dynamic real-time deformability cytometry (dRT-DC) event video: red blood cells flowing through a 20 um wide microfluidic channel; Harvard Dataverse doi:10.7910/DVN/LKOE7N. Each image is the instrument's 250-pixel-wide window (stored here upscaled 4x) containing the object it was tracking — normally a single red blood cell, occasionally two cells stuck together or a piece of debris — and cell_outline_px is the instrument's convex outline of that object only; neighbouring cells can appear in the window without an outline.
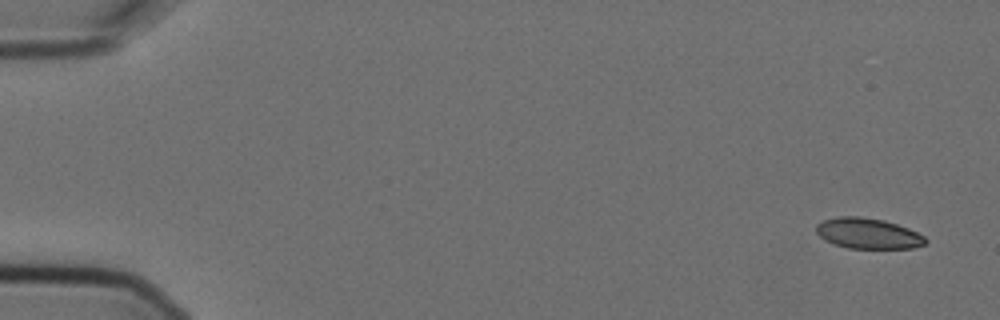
{"species": "Egyptian fruit bat (a non-hibernating species)", "species_latin": "Rousettus aegyptiacus", "temperature_condition": "cold", "stored_images_in_passage": 5, "camera_frame_rate_fps": 3000, "um_per_image_px": 0.085, "animal": {"sex": "female"}, "frame": {"image": 1, "passage_image": 1, "time_ms": 0.0, "image_size_px": [1000, 320], "cell_outline_px": [[928, 240], [924, 244], [912, 248], [848, 248], [824, 240], [816, 232], [816, 224], [824, 220], [836, 216], [860, 216], [884, 220], [908, 228], [924, 236]], "centroid_in_image_um": [73.76, 19.83], "position_along_channel_um": 11.2, "area_um2": 19.42}}
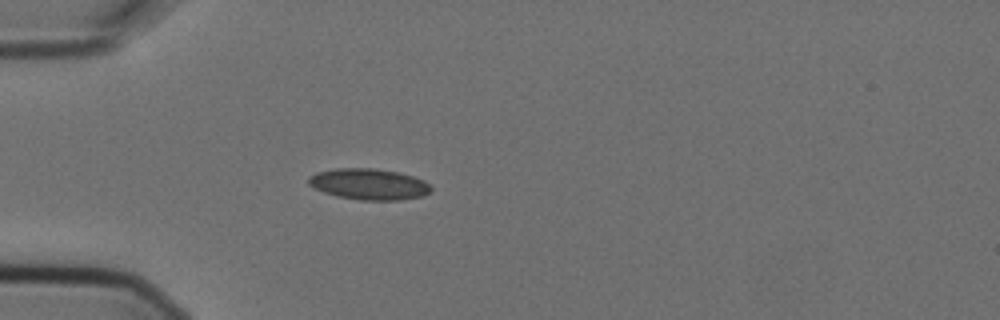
{"frame": {"image": 2, "passage_image": 5, "time_ms": 1.333, "image_size_px": [1000, 320], "cell_outline_px": [[432, 188], [424, 196], [400, 200], [360, 200], [336, 196], [324, 192], [308, 184], [308, 176], [316, 172], [336, 168], [376, 168], [396, 172], [412, 176], [424, 180]], "centroid_in_image_um": [31.34, 15.65], "position_along_channel_um": 53.7, "area_um2": 22.2}}